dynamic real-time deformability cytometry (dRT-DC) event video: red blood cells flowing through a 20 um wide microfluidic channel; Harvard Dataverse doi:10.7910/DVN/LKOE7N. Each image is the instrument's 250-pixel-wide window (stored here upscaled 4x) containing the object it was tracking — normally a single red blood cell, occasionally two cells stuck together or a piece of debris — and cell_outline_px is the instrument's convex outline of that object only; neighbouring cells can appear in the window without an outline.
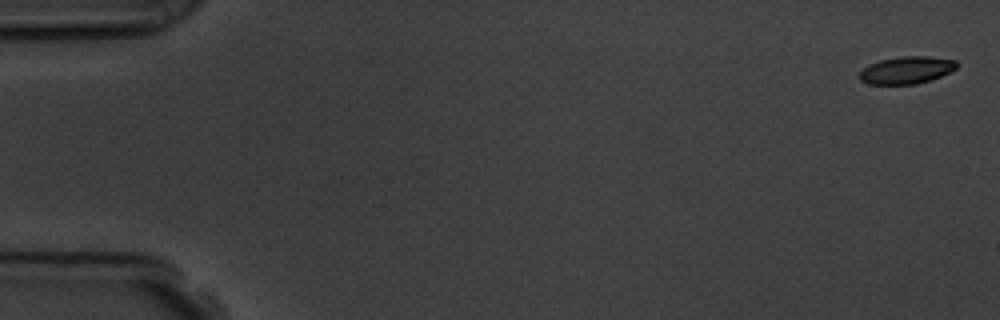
{"species": "common noctule bat (a hibernating species)", "species_latin": "Nyctalus noctula", "temperature_condition": "room temperature", "stored_images_in_passage": 3, "camera_frame_rate_fps": 3000, "um_per_image_px": 0.085, "animal": {"sex": "male", "body_mass_g": 19.5, "forearm_length_mm": 54.6}, "frame": {"image": 1, "passage_image": 1, "time_ms": 0.0, "image_size_px": [1000, 320], "cell_outline_px": [[956, 68], [940, 76], [916, 84], [868, 84], [860, 80], [860, 72], [868, 64], [880, 60], [904, 56], [928, 56], [956, 60]], "centroid_in_image_um": [77.02, 5.95], "position_along_channel_um": 8.0, "area_um2": 15.26}}